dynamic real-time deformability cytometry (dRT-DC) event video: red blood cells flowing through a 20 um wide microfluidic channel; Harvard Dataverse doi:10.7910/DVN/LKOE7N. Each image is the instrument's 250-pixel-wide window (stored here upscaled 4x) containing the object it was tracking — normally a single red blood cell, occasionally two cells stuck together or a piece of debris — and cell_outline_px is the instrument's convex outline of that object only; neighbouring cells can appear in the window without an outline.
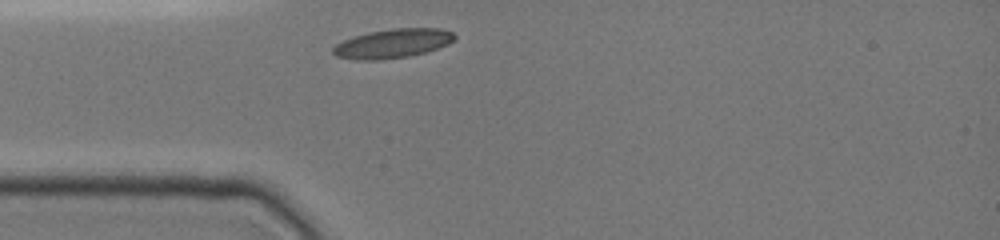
{"species": "common noctule bat (a hibernating species)", "species_latin": "Nyctalus noctula", "temperature_condition": "cold", "stored_images_in_passage": 20, "camera_frame_rate_fps": 3000, "um_per_image_px": 0.085, "animal": {"sex": "female", "body_mass_g": 19.0, "forearm_length_mm": 51.5}, "frame": {"image": 1, "passage_image": 1, "time_ms": 0.0, "image_size_px": [1000, 240], "cell_outline_px": [[456, 36], [448, 44], [424, 52], [408, 56], [380, 60], [356, 60], [336, 56], [332, 52], [332, 48], [336, 44], [352, 36], [368, 32], [392, 28], [440, 28], [452, 32]], "centroid_in_image_um": [33.33, 3.69], "position_along_channel_um": 51.7, "area_um2": 20.58}}
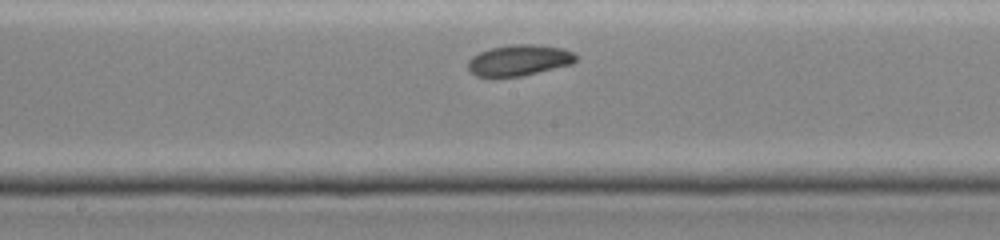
{"frame": {"image": 2, "passage_image": 11, "time_ms": 4.0, "image_size_px": [1000, 240], "cell_outline_px": [[576, 60], [572, 64], [520, 76], [476, 76], [468, 68], [468, 60], [472, 56], [480, 52], [492, 48], [516, 44], [532, 44], [564, 48], [572, 52], [576, 56]], "centroid_in_image_um": [44.13, 5.11], "position_along_channel_um": 204.1, "area_um2": 19.13}}
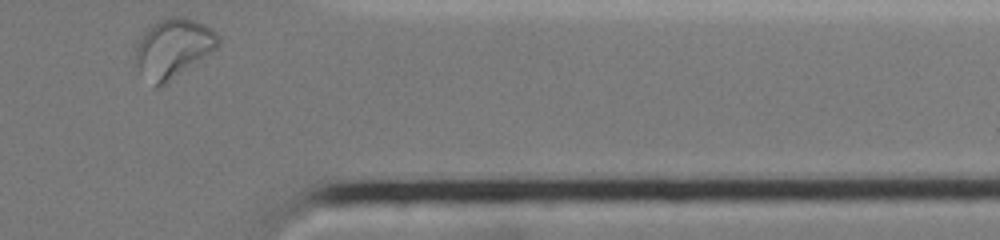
{"frame": {"image": 3, "passage_image": 20, "time_ms": 9.0, "image_size_px": [1000, 240], "cell_outline_px": [[220, 44], [212, 52], [160, 88], [156, 88], [132, 64], [136, 48], [148, 24], [164, 16], [180, 16], [196, 20], [212, 28], [220, 36]], "centroid_in_image_um": [14.69, 4.08], "position_along_channel_um": 396.7, "area_um2": 29.19}, "authors_computed_cell_mechanics": {"area_um2": 18.9295, "velocity_mm_per_s": 3.9296, "shape_relaxation_time_tau1_ms": 6.2538, "shape_relaxation_time_tau2_ms": 2.4821, "deformation_change_tau1": 0.1532, "deformation_change_tau2": 0.0758}}